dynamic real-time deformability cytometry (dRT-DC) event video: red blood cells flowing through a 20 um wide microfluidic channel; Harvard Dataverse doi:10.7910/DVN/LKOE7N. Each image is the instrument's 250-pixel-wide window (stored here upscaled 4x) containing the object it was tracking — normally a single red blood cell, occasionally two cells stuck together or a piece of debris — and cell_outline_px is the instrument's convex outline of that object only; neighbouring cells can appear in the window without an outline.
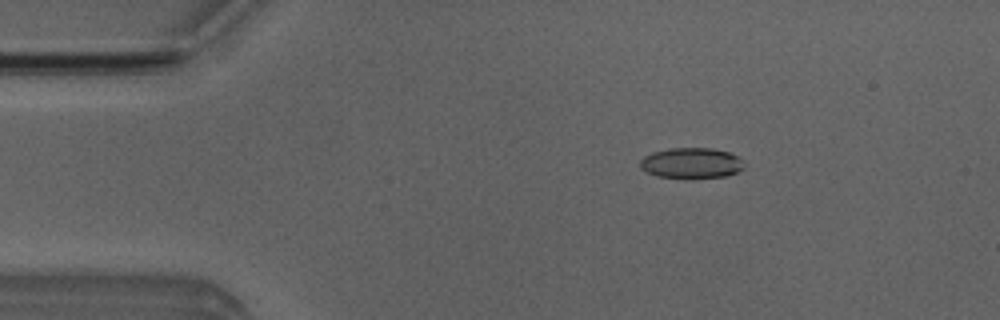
{"species": "Egyptian fruit bat (a non-hibernating species)", "species_latin": "Rousettus aegyptiacus", "temperature_condition": "room temperature", "stored_images_in_passage": 51, "camera_frame_rate_fps": 3000, "um_per_image_px": 0.085, "animal": {"sex": "male"}, "frame": {"image": 1, "passage_image": 8, "time_ms": 2.333, "image_size_px": [1000, 320], "cell_outline_px": [[744, 168], [736, 172], [724, 176], [656, 176], [640, 168], [640, 160], [644, 156], [652, 152], [668, 148], [712, 148], [728, 152], [736, 156], [744, 164]], "centroid_in_image_um": [58.73, 13.82], "position_along_channel_um": 26.3, "area_um2": 17.92}}
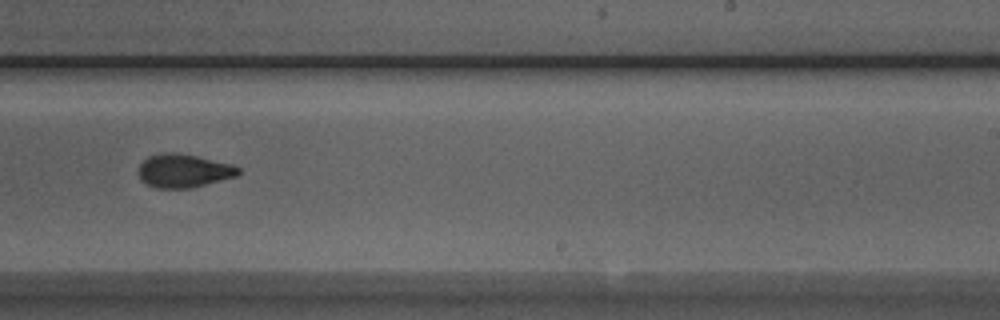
{"frame": {"image": 2, "passage_image": 31, "time_ms": 10.0, "image_size_px": [1000, 320], "cell_outline_px": [[240, 172], [236, 176], [188, 188], [156, 188], [148, 184], [140, 176], [140, 164], [148, 156], [164, 152], [172, 152], [196, 156], [232, 164], [240, 168]], "centroid_in_image_um": [15.62, 14.5], "position_along_channel_um": 273.4, "area_um2": 19.02}}
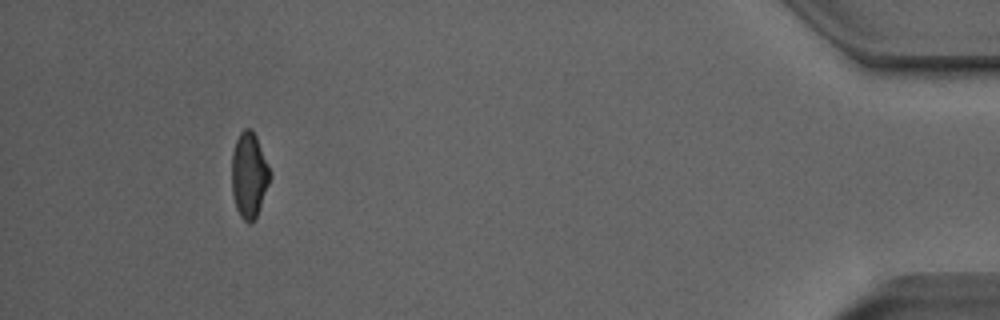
{"frame": {"image": 3, "passage_image": 47, "time_ms": 15.333, "image_size_px": [1000, 320], "cell_outline_px": [[272, 176], [256, 216], [252, 220], [244, 220], [240, 216], [236, 208], [232, 192], [232, 152], [236, 140], [240, 132], [244, 128], [252, 128], [256, 136], [272, 172]], "centroid_in_image_um": [21.18, 14.82], "position_along_channel_um": 414.0, "area_um2": 18.96}, "authors_computed_cell_mechanics": {"area_um2": 19.4208, "velocity_mm_per_s": 3.9865, "shape_relaxation_time_tau1_ms": 3.9687, "shape_relaxation_time_tau2_ms": 2.258, "deformation_change_tau1": 0.1314, "deformation_change_tau2": 0.0861}}